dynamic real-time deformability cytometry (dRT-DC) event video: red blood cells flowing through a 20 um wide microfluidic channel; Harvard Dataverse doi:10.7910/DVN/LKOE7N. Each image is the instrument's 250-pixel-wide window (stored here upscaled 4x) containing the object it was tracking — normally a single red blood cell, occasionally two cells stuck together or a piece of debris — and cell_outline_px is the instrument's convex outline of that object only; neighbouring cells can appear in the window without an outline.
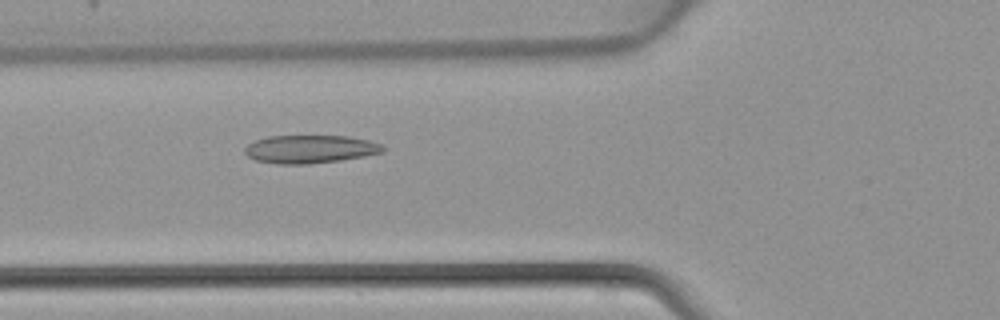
{"species": "common noctule bat (a hibernating species)", "species_latin": "Nyctalus noctula", "temperature_condition": "warm", "stored_images_in_passage": 45, "camera_frame_rate_fps": 3000, "um_per_image_px": 0.085, "animal": {"sex": "female", "body_mass_g": 22.7, "forearm_length_mm": 54.2}, "frame": {"image": 1, "passage_image": 17, "time_ms": 5.333, "image_size_px": [1000, 320], "cell_outline_px": [[388, 148], [384, 152], [364, 156], [340, 160], [308, 164], [280, 164], [256, 160], [248, 156], [244, 152], [244, 148], [248, 144], [256, 140], [268, 136], [348, 136], [368, 140], [384, 144]], "centroid_in_image_um": [26.41, 12.67], "position_along_channel_um": 99.4, "area_um2": 22.72}}
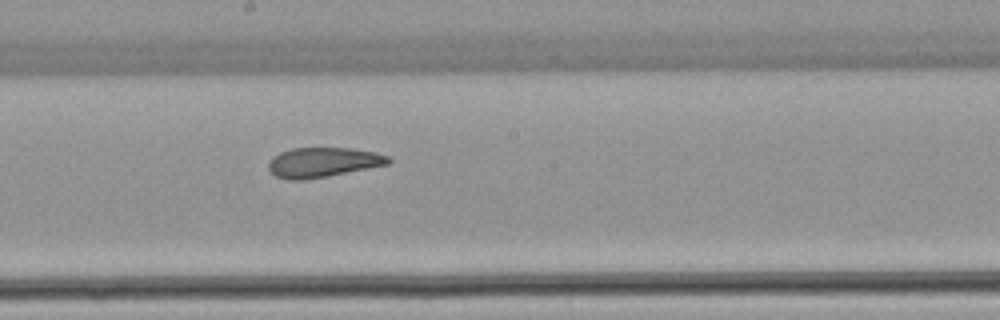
{"frame": {"image": 2, "passage_image": 25, "time_ms": 8.0, "image_size_px": [1000, 320], "cell_outline_px": [[392, 160], [388, 164], [328, 176], [304, 180], [288, 180], [276, 176], [268, 168], [268, 164], [272, 156], [280, 152], [292, 148], [352, 148], [376, 152], [388, 156]], "centroid_in_image_um": [27.44, 13.79], "position_along_channel_um": 220.8, "area_um2": 20.81}}
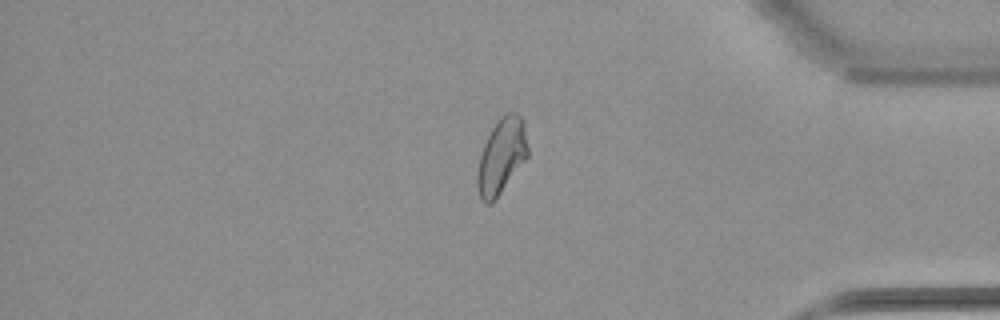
{"frame": {"image": 3, "passage_image": 38, "time_ms": 12.333, "image_size_px": [1000, 320], "cell_outline_px": [[528, 156], [492, 204], [484, 204], [480, 200], [476, 184], [476, 176], [480, 156], [484, 144], [492, 128], [500, 116], [504, 112], [516, 112], [524, 120], [528, 148]], "centroid_in_image_um": [42.62, 13.27], "position_along_channel_um": 392.6, "area_um2": 22.37}}